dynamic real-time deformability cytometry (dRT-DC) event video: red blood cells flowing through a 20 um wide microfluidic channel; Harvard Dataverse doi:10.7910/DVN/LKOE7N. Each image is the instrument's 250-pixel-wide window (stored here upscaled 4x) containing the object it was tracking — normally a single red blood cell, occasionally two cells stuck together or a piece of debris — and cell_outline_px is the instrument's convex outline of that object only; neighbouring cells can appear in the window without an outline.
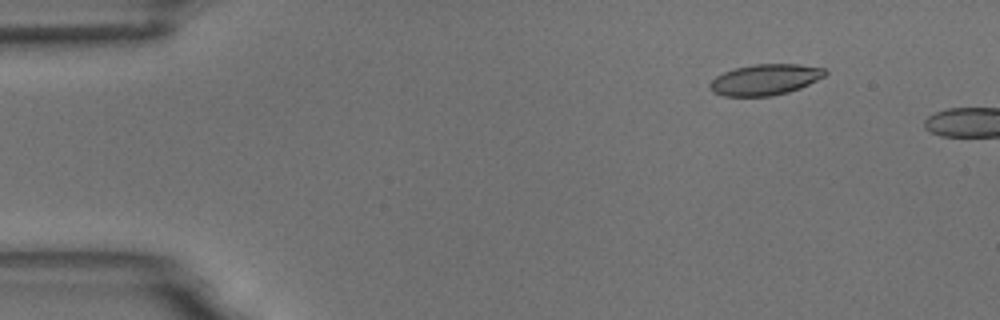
{"species": "common noctule bat (a hibernating species)", "species_latin": "Nyctalus noctula", "temperature_condition": "room temperature", "stored_images_in_passage": 3, "camera_frame_rate_fps": 3000, "um_per_image_px": 0.085, "animal": {"sex": "male", "body_mass_g": 18.8}, "frame": {"image": 1, "passage_image": 2, "time_ms": 1.333, "image_size_px": [1000, 320], "cell_outline_px": [[828, 72], [824, 76], [800, 88], [788, 92], [772, 96], [724, 96], [712, 92], [708, 84], [716, 76], [724, 72], [736, 68], [756, 64], [800, 64], [824, 68]], "centroid_in_image_um": [65.03, 6.77], "position_along_channel_um": 20.0, "area_um2": 20.69}}